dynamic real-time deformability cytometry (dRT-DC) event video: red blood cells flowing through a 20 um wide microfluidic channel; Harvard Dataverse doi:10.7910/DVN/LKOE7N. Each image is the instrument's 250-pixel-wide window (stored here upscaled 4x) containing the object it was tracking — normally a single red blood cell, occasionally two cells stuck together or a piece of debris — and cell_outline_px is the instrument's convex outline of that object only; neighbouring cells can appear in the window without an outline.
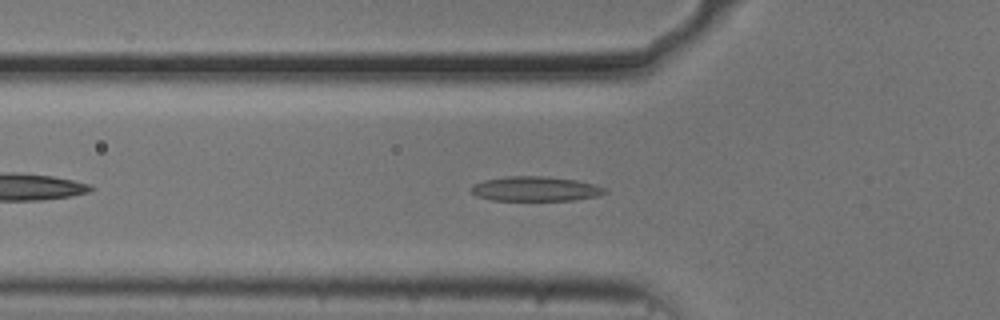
{"species": "common noctule bat (a hibernating species)", "species_latin": "Nyctalus noctula", "temperature_condition": "cold", "stored_images_in_passage": 44, "camera_frame_rate_fps": 3000, "um_per_image_px": 0.085, "animal": {"sex": "male", "body_mass_g": 20.5, "forearm_length_mm": 52.5}, "frame": {"image": 1, "passage_image": 8, "time_ms": 2.333, "image_size_px": [1000, 320], "cell_outline_px": [[608, 192], [600, 196], [576, 200], [492, 200], [476, 196], [468, 188], [472, 184], [484, 180], [504, 176], [548, 176], [576, 180], [596, 184], [608, 188]], "centroid_in_image_um": [45.54, 16.04], "position_along_channel_um": 80.3, "area_um2": 19.65}}
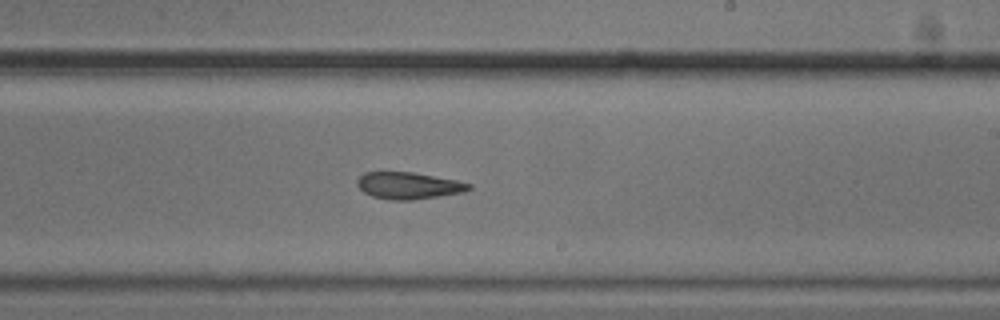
{"frame": {"image": 2, "passage_image": 22, "time_ms": 7.0, "image_size_px": [1000, 320], "cell_outline_px": [[472, 188], [464, 192], [412, 200], [392, 200], [372, 196], [364, 192], [356, 184], [356, 180], [364, 172], [412, 172], [456, 180], [472, 184]], "centroid_in_image_um": [34.72, 15.77], "position_along_channel_um": 254.3, "area_um2": 17.4}}
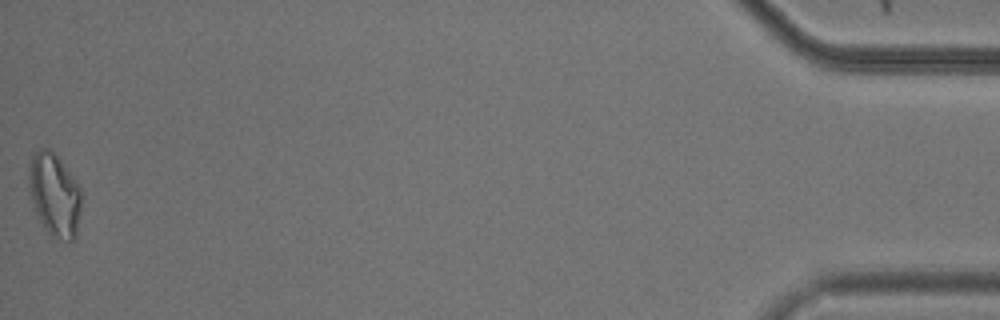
{"frame": {"image": 3, "passage_image": 44, "time_ms": 14.333, "image_size_px": [1000, 320], "cell_outline_px": [[80, 212], [76, 236], [72, 240], [68, 240], [52, 236], [48, 232], [40, 220], [36, 212], [28, 192], [28, 168], [32, 152], [40, 148], [48, 148], [60, 160], [80, 184]], "centroid_in_image_um": [4.61, 16.51], "position_along_channel_um": 430.6, "area_um2": 25.49}, "authors_computed_cell_mechanics": {"area_um2": 18.785, "velocity_mm_per_s": 3.7154, "shape_relaxation_time_tau1_ms": 6.0954, "shape_relaxation_time_tau2_ms": 4.2266, "deformation_change_tau1": 0.1522, "deformation_change_tau2": 0.1069}}